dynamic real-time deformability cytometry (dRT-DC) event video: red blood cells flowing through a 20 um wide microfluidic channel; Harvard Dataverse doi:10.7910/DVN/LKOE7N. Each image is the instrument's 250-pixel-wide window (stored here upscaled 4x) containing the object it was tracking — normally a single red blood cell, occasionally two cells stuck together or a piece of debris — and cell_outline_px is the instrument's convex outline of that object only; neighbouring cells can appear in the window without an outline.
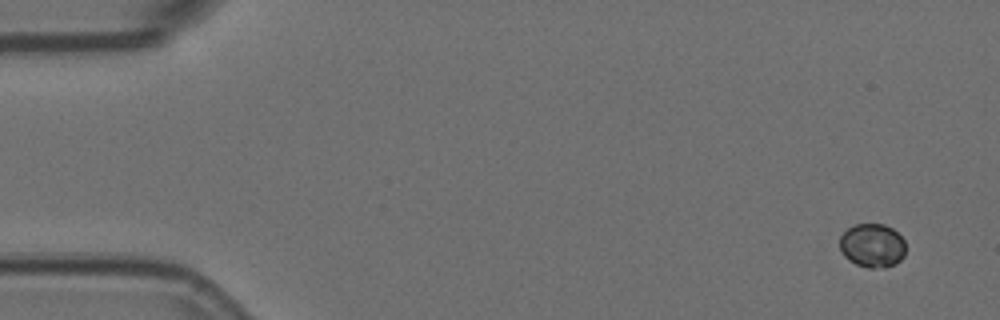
{"species": "Egyptian fruit bat (a non-hibernating species)", "species_latin": "Rousettus aegyptiacus", "temperature_condition": "room temperature", "stored_images_in_passage": 2, "camera_frame_rate_fps": 3000, "um_per_image_px": 0.085, "animal": {"sex": "female"}, "frame": {"image": 1, "passage_image": 2, "time_ms": 0.333, "image_size_px": [1000, 320], "cell_outline_px": [[904, 256], [896, 264], [884, 268], [868, 268], [856, 264], [848, 260], [844, 256], [840, 248], [840, 236], [848, 228], [856, 224], [884, 224], [892, 228], [904, 240]], "centroid_in_image_um": [74.14, 20.88], "position_along_channel_um": 10.9, "area_um2": 16.88}}